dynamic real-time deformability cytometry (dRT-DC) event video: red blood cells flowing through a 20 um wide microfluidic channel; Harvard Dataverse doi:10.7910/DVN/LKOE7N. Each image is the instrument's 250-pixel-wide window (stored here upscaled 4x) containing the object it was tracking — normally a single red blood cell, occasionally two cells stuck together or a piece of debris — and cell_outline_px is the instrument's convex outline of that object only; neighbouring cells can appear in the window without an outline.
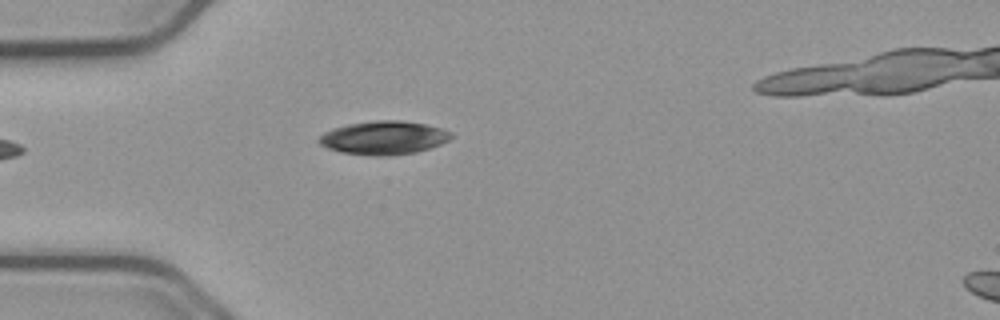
{"species": "common noctule bat (a hibernating species)", "species_latin": "Nyctalus noctula", "temperature_condition": "cold", "stored_images_in_passage": 38, "camera_frame_rate_fps": 3000, "um_per_image_px": 0.085, "animal": {"sex": "male", "body_mass_g": 23.1, "forearm_length_mm": 52.7}, "frame": {"image": 1, "passage_image": 1, "time_ms": 0.0, "image_size_px": [1000, 320], "cell_outline_px": [[452, 136], [448, 140], [440, 144], [416, 152], [380, 156], [376, 156], [340, 152], [328, 148], [320, 144], [316, 140], [324, 132], [332, 128], [348, 124], [376, 120], [400, 120], [424, 124], [440, 128], [452, 132]], "centroid_in_image_um": [32.58, 11.7], "position_along_channel_um": 52.4, "area_um2": 25.61}}
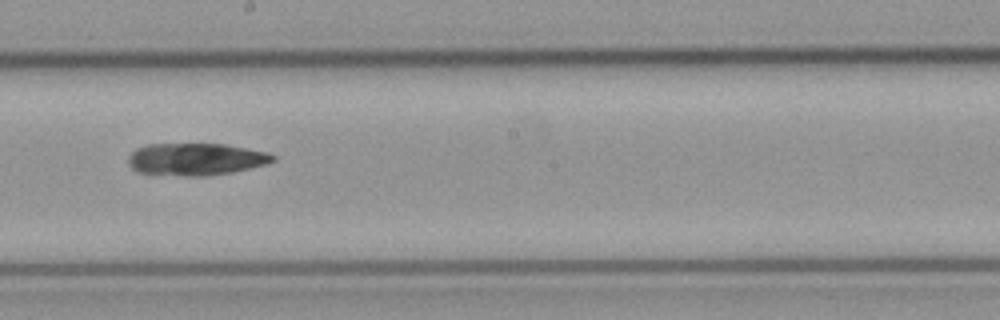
{"frame": {"image": 2, "passage_image": 16, "time_ms": 5.0, "image_size_px": [1000, 320], "cell_outline_px": [[276, 160], [264, 164], [232, 172], [208, 176], [184, 176], [136, 172], [128, 164], [128, 156], [136, 148], [148, 144], [224, 144], [268, 152], [276, 156]], "centroid_in_image_um": [16.62, 13.53], "position_along_channel_um": 231.6, "area_um2": 27.17}}
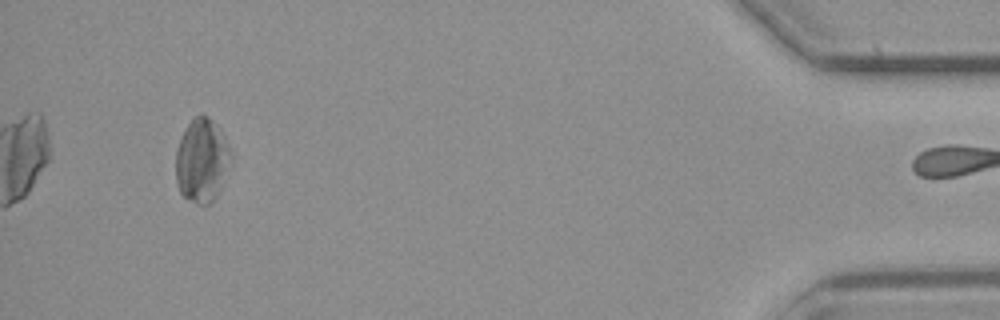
{"frame": {"image": 3, "passage_image": 37, "time_ms": 12.0, "image_size_px": [1000, 320], "cell_outline_px": [[232, 156], [220, 188], [216, 196], [208, 204], [196, 204], [184, 196], [180, 192], [176, 184], [176, 152], [180, 136], [188, 124], [200, 112], [208, 116], [220, 128], [232, 152]], "centroid_in_image_um": [17.15, 13.61], "position_along_channel_um": 418.1, "area_um2": 26.88}}